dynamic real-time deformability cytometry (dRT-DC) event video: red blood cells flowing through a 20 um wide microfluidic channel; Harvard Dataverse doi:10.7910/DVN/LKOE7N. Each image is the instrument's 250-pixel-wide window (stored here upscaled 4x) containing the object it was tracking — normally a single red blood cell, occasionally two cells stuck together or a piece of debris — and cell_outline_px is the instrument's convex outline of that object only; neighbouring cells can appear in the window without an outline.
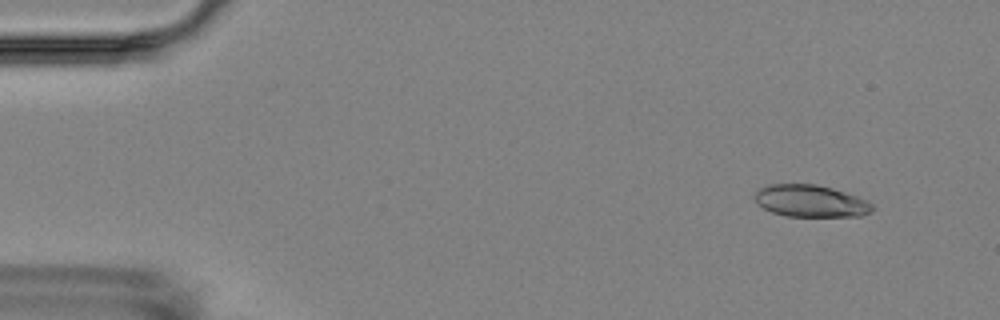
{"species": "Egyptian fruit bat (a non-hibernating species)", "species_latin": "Rousettus aegyptiacus", "temperature_condition": "room temperature", "stored_images_in_passage": 6, "camera_frame_rate_fps": 3000, "um_per_image_px": 0.085, "animal": {"sex": "female"}, "frame": {"image": 1, "passage_image": 1, "time_ms": 0.0, "image_size_px": [1000, 320], "cell_outline_px": [[876, 208], [872, 212], [860, 216], [788, 216], [772, 212], [756, 204], [752, 196], [760, 188], [768, 184], [816, 184], [832, 188], [868, 200]], "centroid_in_image_um": [68.9, 17.08], "position_along_channel_um": 16.1, "area_um2": 22.14}}